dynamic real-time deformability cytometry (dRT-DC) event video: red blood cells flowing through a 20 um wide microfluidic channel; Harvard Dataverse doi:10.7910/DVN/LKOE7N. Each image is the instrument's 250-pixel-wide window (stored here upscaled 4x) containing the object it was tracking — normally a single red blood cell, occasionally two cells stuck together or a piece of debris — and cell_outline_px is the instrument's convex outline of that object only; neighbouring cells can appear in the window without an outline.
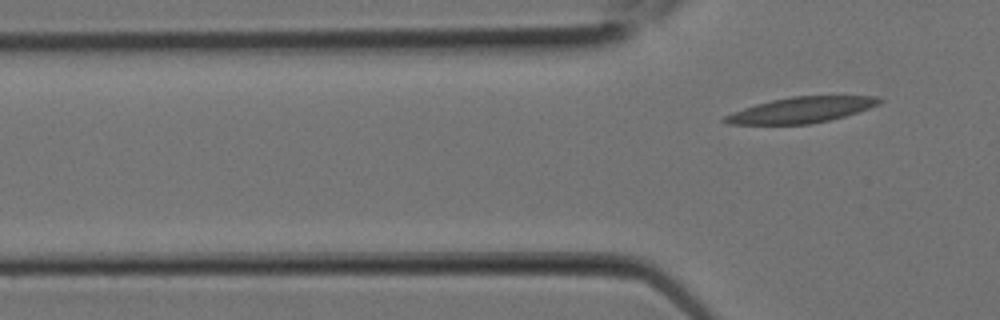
{"species": "Egyptian fruit bat (a non-hibernating species)", "species_latin": "Rousettus aegyptiacus", "temperature_condition": "room temperature", "stored_images_in_passage": 3, "camera_frame_rate_fps": 3000, "um_per_image_px": 0.085, "animal": {"sex": "female"}, "frame": {"image": 1, "passage_image": 3, "time_ms": 0.667, "image_size_px": [1000, 320], "cell_outline_px": [[884, 100], [880, 104], [844, 116], [828, 120], [808, 124], [728, 124], [720, 120], [724, 116], [732, 112], [756, 104], [772, 100], [792, 96], [876, 96]], "centroid_in_image_um": [68.08, 9.34], "position_along_channel_um": 57.7, "area_um2": 22.95}}